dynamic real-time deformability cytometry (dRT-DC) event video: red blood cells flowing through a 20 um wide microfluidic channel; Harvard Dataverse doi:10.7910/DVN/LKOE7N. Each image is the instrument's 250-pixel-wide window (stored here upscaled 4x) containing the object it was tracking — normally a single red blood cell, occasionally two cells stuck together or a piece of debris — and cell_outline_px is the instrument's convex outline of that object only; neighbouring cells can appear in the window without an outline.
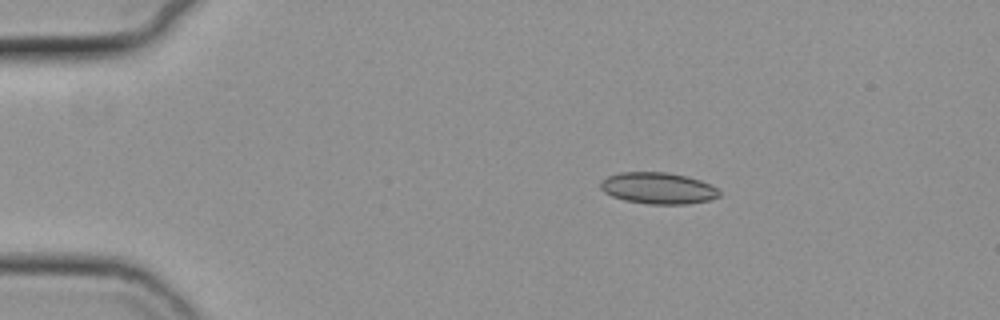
{"species": "common noctule bat (a hibernating species)", "species_latin": "Nyctalus noctula", "temperature_condition": "cold", "stored_images_in_passage": 47, "camera_frame_rate_fps": 3000, "um_per_image_px": 0.085, "animal": {"sex": "female", "body_mass_g": 19.3, "forearm_length_mm": 54.1}, "frame": {"image": 1, "passage_image": 1, "time_ms": 0.0, "image_size_px": [1000, 320], "cell_outline_px": [[720, 196], [712, 200], [688, 204], [648, 204], [624, 200], [612, 196], [604, 192], [600, 188], [600, 180], [608, 176], [620, 172], [668, 172], [688, 176], [712, 184], [720, 192]], "centroid_in_image_um": [55.95, 15.99], "position_along_channel_um": 29.0, "area_um2": 22.08}}
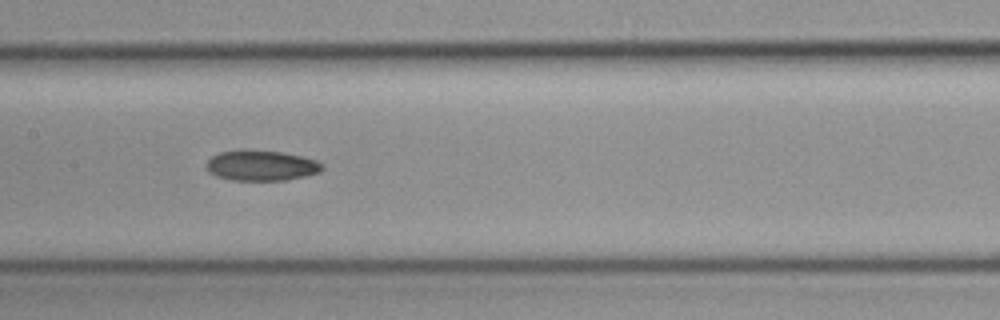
{"frame": {"image": 2, "passage_image": 19, "time_ms": 6.0, "image_size_px": [1000, 320], "cell_outline_px": [[324, 168], [320, 172], [304, 176], [284, 180], [228, 180], [216, 176], [208, 172], [204, 168], [208, 160], [212, 156], [220, 152], [280, 152], [300, 156], [316, 160], [324, 164]], "centroid_in_image_um": [22.21, 14.11], "position_along_channel_um": 185.2, "area_um2": 20.0}}
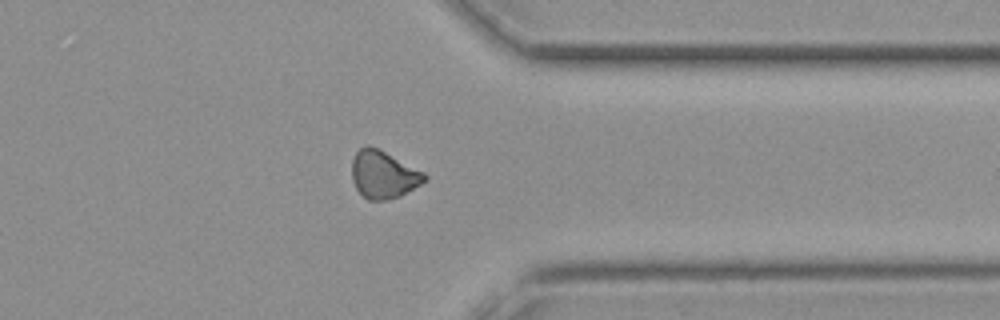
{"frame": {"image": 3, "passage_image": 35, "time_ms": 11.333, "image_size_px": [1000, 320], "cell_outline_px": [[428, 176], [420, 184], [400, 196], [384, 200], [368, 200], [356, 188], [352, 180], [352, 160], [356, 152], [360, 148], [368, 144], [424, 172]], "centroid_in_image_um": [32.56, 14.84], "position_along_channel_um": 378.8, "area_um2": 19.77}}